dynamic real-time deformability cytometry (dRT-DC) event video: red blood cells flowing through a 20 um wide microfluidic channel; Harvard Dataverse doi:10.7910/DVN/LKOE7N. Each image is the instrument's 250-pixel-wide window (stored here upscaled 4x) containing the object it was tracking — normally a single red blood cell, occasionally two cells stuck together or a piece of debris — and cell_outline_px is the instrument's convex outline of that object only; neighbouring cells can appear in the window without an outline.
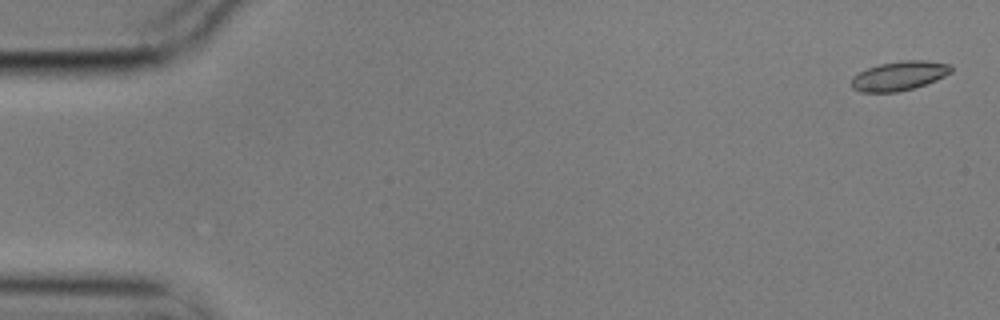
{"species": "common noctule bat (a hibernating species)", "species_latin": "Nyctalus noctula", "temperature_condition": "cold", "stored_images_in_passage": 5, "camera_frame_rate_fps": 3000, "um_per_image_px": 0.085, "animal": {"sex": "male", "body_mass_g": 17.9}, "frame": {"image": 1, "passage_image": 1, "time_ms": 0.0, "image_size_px": [1000, 320], "cell_outline_px": [[952, 72], [936, 80], [912, 88], [896, 92], [860, 92], [852, 88], [852, 76], [868, 68], [880, 64], [900, 60], [924, 60], [952, 64]], "centroid_in_image_um": [76.44, 6.43], "position_along_channel_um": 8.6, "area_um2": 16.94}}
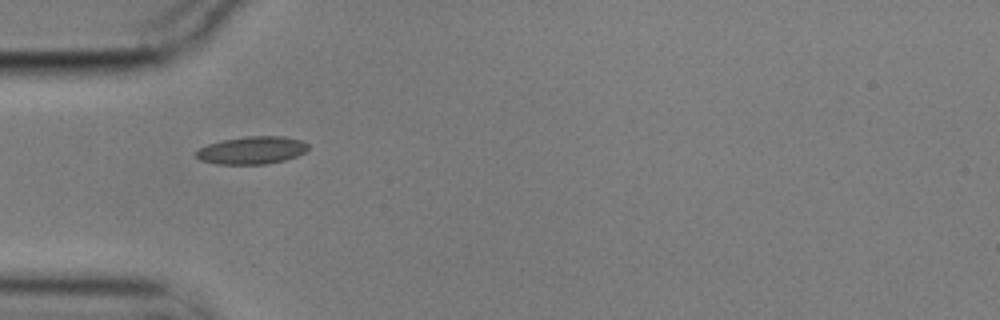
{"frame": {"image": 2, "passage_image": 5, "time_ms": 1.333, "image_size_px": [1000, 320], "cell_outline_px": [[308, 148], [304, 152], [296, 156], [284, 160], [264, 164], [216, 164], [200, 160], [192, 152], [208, 144], [224, 140], [244, 136], [284, 136], [300, 140], [308, 144]], "centroid_in_image_um": [21.37, 12.77], "position_along_channel_um": 63.6, "area_um2": 18.03}}